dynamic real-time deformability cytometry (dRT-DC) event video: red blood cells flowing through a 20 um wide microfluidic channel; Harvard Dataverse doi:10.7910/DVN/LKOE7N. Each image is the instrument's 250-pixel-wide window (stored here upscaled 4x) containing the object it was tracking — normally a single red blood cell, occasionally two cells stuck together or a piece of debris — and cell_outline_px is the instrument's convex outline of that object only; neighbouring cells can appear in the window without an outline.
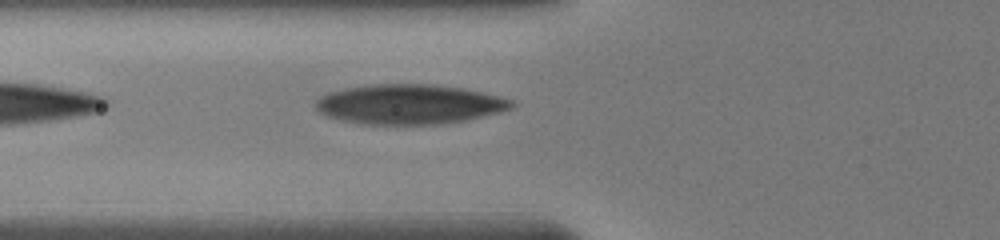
{"species": "human", "species_latin": "Homo sapiens", "temperature_condition": "warm", "stored_images_in_passage": 3, "camera_frame_rate_fps": 3000, "um_per_image_px": 0.085, "donor": {"sex": "male"}, "frame": {"image": 1, "passage_image": 3, "time_ms": 2.333, "image_size_px": [1000, 240], "cell_outline_px": [[516, 104], [512, 108], [500, 112], [468, 120], [436, 124], [364, 124], [344, 120], [328, 116], [320, 112], [316, 108], [316, 100], [320, 96], [328, 92], [344, 88], [368, 84], [436, 84], [464, 88], [500, 96], [512, 100]], "centroid_in_image_um": [34.82, 8.85], "position_along_channel_um": 91.0, "area_um2": 45.55}}